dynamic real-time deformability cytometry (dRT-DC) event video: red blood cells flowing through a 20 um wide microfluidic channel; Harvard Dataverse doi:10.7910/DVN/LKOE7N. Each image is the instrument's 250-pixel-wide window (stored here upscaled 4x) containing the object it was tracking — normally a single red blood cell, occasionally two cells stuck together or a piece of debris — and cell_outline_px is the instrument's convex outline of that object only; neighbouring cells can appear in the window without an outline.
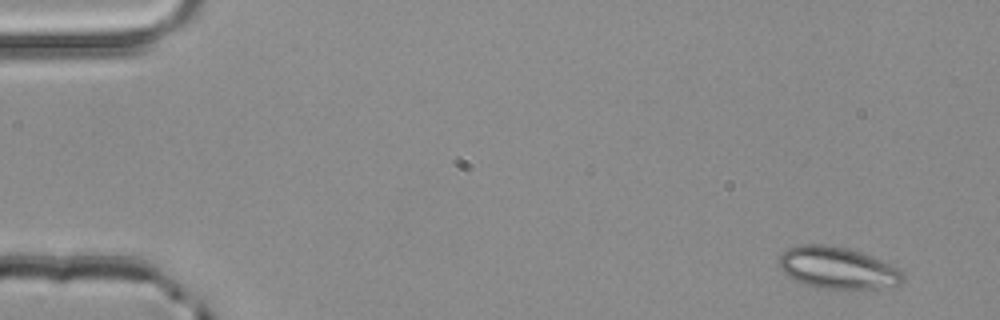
{"species": "common noctule bat (a hibernating species)", "species_latin": "Nyctalus noctula", "temperature_condition": "room temperature", "stored_images_in_passage": 3, "camera_frame_rate_fps": 3000, "um_per_image_px": 0.085, "animal": {"sex": "male", "body_mass_g": 20.4}, "frame": {"image": 1, "passage_image": 1, "time_ms": 0.0, "image_size_px": [1000, 320], "cell_outline_px": [[904, 284], [848, 292], [816, 288], [800, 284], [788, 276], [780, 268], [776, 260], [788, 248], [800, 244], [824, 244], [848, 248], [872, 256], [900, 268], [904, 272]], "centroid_in_image_um": [71.21, 22.82], "position_along_channel_um": 13.8, "area_um2": 31.44}}